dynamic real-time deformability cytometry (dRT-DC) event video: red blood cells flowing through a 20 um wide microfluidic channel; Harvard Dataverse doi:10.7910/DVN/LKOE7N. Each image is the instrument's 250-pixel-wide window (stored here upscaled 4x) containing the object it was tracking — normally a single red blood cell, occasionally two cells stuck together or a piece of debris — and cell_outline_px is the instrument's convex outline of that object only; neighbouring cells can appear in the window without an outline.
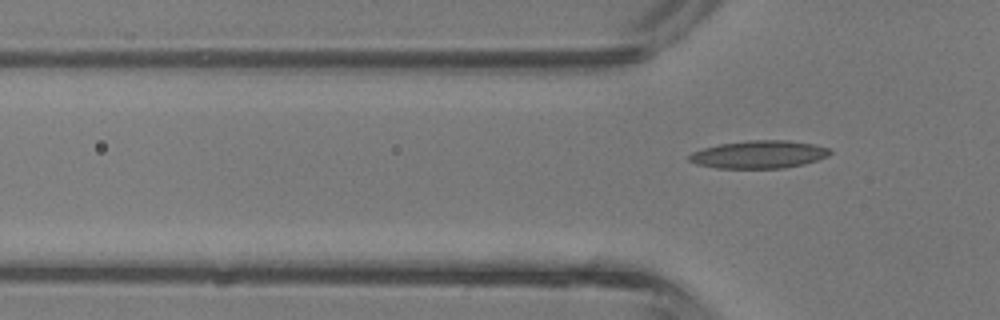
{"species": "common noctule bat (a hibernating species)", "species_latin": "Nyctalus noctula", "temperature_condition": "room temperature", "stored_images_in_passage": 2, "camera_frame_rate_fps": 3000, "um_per_image_px": 0.085, "animal": {"sex": "male", "body_mass_g": 13.3}, "frame": {"image": 1, "passage_image": 2, "time_ms": 0.333, "image_size_px": [1000, 320], "cell_outline_px": [[832, 152], [828, 156], [804, 164], [784, 168], [716, 168], [696, 164], [688, 160], [688, 156], [692, 152], [704, 148], [720, 144], [752, 140], [788, 140], [812, 144], [828, 148]], "centroid_in_image_um": [64.5, 13.13], "position_along_channel_um": 61.3, "area_um2": 22.66}}